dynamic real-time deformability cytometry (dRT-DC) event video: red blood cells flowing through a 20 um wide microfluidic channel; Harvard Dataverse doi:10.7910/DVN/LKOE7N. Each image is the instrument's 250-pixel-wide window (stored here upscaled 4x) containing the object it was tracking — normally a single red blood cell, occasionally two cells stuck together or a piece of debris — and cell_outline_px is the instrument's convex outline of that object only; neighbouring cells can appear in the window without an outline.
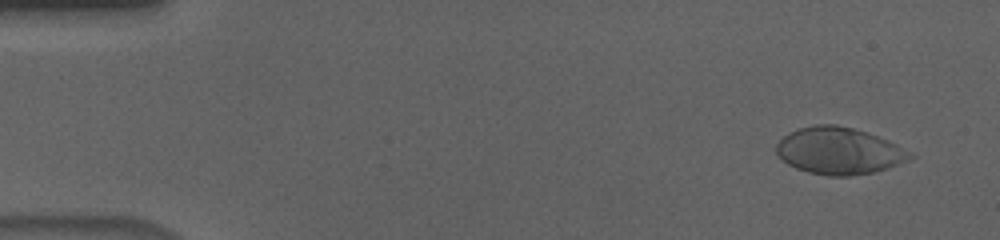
{"species": "human", "species_latin": "Homo sapiens", "temperature_condition": "cold", "stored_images_in_passage": 56, "camera_frame_rate_fps": 3000, "um_per_image_px": 0.085, "donor": {"sex": "male"}, "frame": {"image": 1, "passage_image": 4, "time_ms": 1.0, "image_size_px": [1000, 240], "cell_outline_px": [[916, 156], [908, 160], [888, 168], [876, 172], [848, 176], [828, 176], [808, 172], [796, 168], [788, 164], [776, 152], [776, 144], [784, 136], [800, 128], [816, 124], [836, 124], [852, 128], [888, 140], [896, 144]], "centroid_in_image_um": [71.32, 12.83], "position_along_channel_um": 13.7, "area_um2": 36.24}}
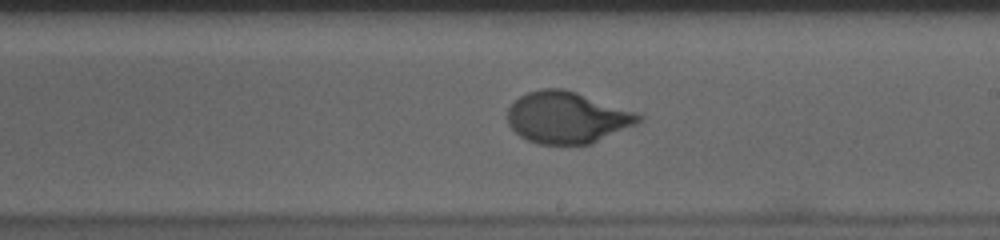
{"frame": {"image": 2, "passage_image": 33, "time_ms": 10.667, "image_size_px": [1000, 240], "cell_outline_px": [[644, 120], [636, 124], [592, 144], [536, 144], [520, 136], [508, 124], [508, 108], [520, 96], [528, 92], [544, 88], [564, 88], [636, 112], [644, 116]], "centroid_in_image_um": [48.22, 9.99], "position_along_channel_um": 240.8, "area_um2": 39.36}}
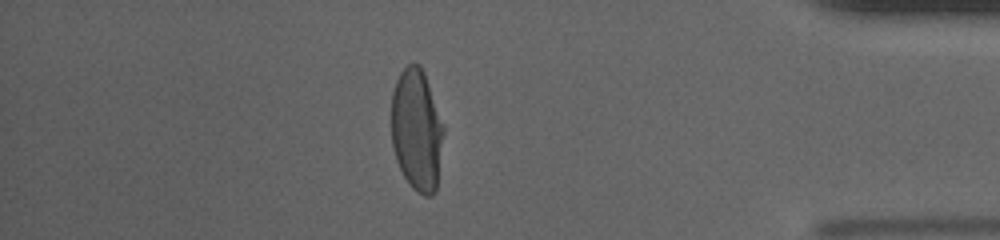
{"frame": {"image": 3, "passage_image": 49, "time_ms": 16.0, "image_size_px": [1000, 240], "cell_outline_px": [[444, 132], [436, 192], [432, 196], [424, 196], [416, 192], [412, 188], [404, 176], [396, 160], [392, 144], [392, 92], [396, 80], [400, 72], [412, 60], [420, 64], [424, 72], [444, 124]], "centroid_in_image_um": [35.43, 11.04], "position_along_channel_um": 399.8, "area_um2": 37.51}, "authors_computed_cell_mechanics": {"area_um2": 38.2058, "velocity_mm_per_s": 3.6294, "shape_relaxation_time_tau1_ms": 5.1185, "shape_relaxation_time_tau2_ms": null, "deformation_change_tau1": 0.1944, "deformation_change_tau2": null}}